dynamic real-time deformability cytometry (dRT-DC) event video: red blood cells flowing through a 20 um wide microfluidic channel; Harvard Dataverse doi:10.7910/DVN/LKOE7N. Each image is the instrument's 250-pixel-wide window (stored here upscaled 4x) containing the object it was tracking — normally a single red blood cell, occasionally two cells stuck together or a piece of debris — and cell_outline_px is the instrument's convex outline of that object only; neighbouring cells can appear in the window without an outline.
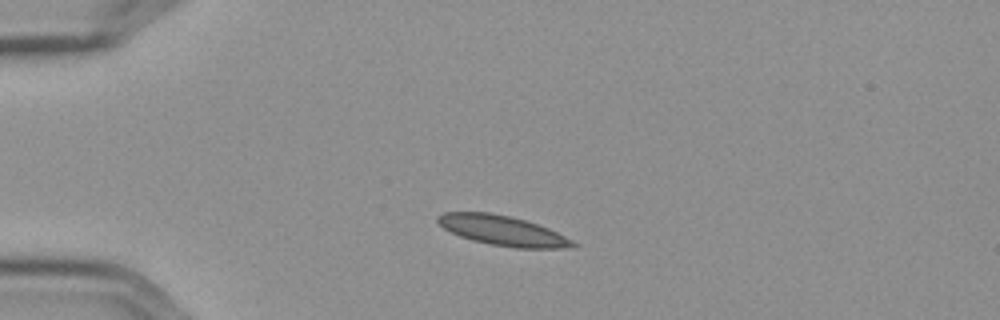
{"species": "Egyptian fruit bat (a non-hibernating species)", "species_latin": "Rousettus aegyptiacus", "temperature_condition": "cold", "stored_images_in_passage": 3, "camera_frame_rate_fps": 3000, "um_per_image_px": 0.085, "frame": {"image": 1, "passage_image": 2, "time_ms": 0.333, "image_size_px": [1000, 320], "cell_outline_px": [[580, 244], [576, 248], [516, 248], [492, 244], [472, 240], [460, 236], [444, 228], [436, 220], [436, 216], [444, 212], [488, 212], [508, 216], [524, 220], [548, 228]], "centroid_in_image_um": [42.75, 19.61], "position_along_channel_um": 42.3, "area_um2": 23.35}}